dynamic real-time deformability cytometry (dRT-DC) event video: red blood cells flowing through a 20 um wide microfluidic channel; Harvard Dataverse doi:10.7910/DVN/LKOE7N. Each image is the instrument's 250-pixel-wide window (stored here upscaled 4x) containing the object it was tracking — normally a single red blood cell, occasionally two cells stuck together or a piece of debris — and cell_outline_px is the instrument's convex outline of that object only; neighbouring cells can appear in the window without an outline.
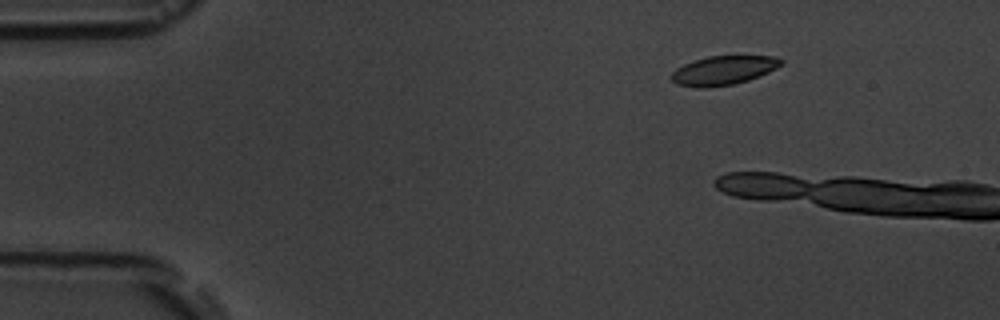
{"species": "common noctule bat (a hibernating species)", "species_latin": "Nyctalus noctula", "temperature_condition": "room temperature", "stored_images_in_passage": 2, "camera_frame_rate_fps": 3000, "um_per_image_px": 0.085, "animal": {"sex": "male", "body_mass_g": 19.5, "forearm_length_mm": 54.6}, "frame": {"image": 1, "passage_image": 2, "time_ms": 2.0, "image_size_px": [1000, 320], "cell_outline_px": [[784, 64], [768, 72], [748, 80], [732, 84], [700, 88], [676, 84], [668, 76], [676, 68], [684, 64], [708, 56], [772, 56], [784, 60]], "centroid_in_image_um": [61.47, 5.98], "position_along_channel_um": 23.5, "area_um2": 18.44}}